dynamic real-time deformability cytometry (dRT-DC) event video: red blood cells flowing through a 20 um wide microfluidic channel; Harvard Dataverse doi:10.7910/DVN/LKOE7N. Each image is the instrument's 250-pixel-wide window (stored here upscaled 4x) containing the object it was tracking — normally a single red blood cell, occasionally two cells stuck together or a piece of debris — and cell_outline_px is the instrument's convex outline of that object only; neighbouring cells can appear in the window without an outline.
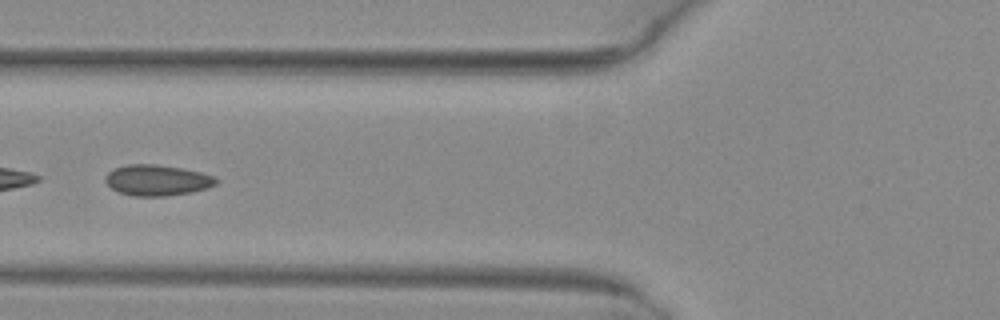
{"species": "common noctule bat (a hibernating species)", "species_latin": "Nyctalus noctula", "temperature_condition": "warm", "stored_images_in_passage": 51, "camera_frame_rate_fps": 3000, "um_per_image_px": 0.085, "animal": {"sex": "female", "body_mass_g": 29.2, "forearm_length_mm": 56.3}, "frame": {"image": 1, "passage_image": 21, "time_ms": 6.667, "image_size_px": [1000, 320], "cell_outline_px": [[220, 180], [216, 184], [208, 188], [192, 192], [164, 196], [132, 196], [120, 192], [112, 188], [104, 180], [104, 176], [108, 172], [116, 168], [128, 164], [156, 164], [184, 168], [200, 172], [212, 176]], "centroid_in_image_um": [13.37, 15.31], "position_along_channel_um": 112.4, "area_um2": 19.94}}
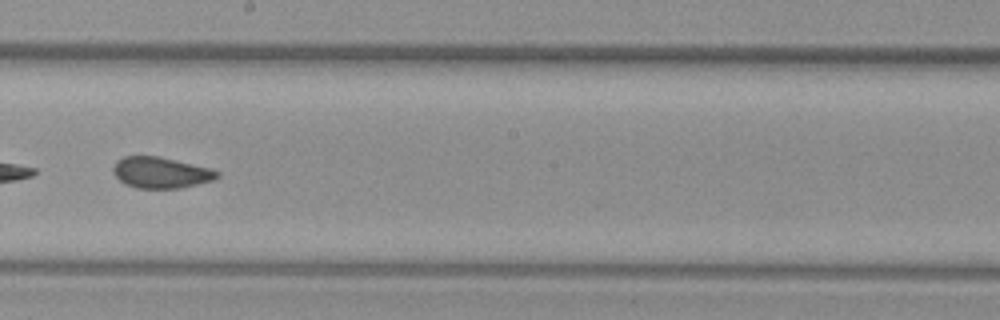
{"frame": {"image": 2, "passage_image": 30, "time_ms": 9.667, "image_size_px": [1000, 320], "cell_outline_px": [[220, 176], [212, 180], [180, 188], [136, 188], [124, 184], [112, 172], [112, 168], [116, 160], [124, 156], [156, 156], [208, 168], [220, 172]], "centroid_in_image_um": [13.61, 14.68], "position_along_channel_um": 234.6, "area_um2": 18.61}}
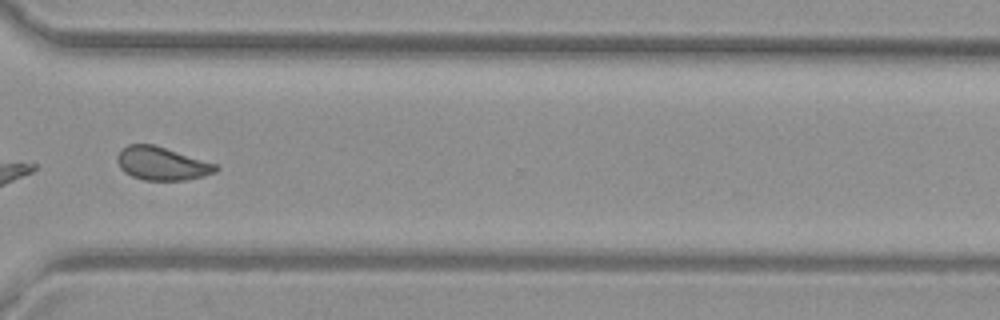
{"frame": {"image": 3, "passage_image": 39, "time_ms": 12.667, "image_size_px": [1000, 320], "cell_outline_px": [[220, 168], [216, 172], [204, 176], [184, 180], [144, 180], [132, 176], [124, 172], [120, 168], [116, 160], [116, 156], [128, 144], [152, 144], [216, 164]], "centroid_in_image_um": [13.74, 13.91], "position_along_channel_um": 356.9, "area_um2": 18.9}, "authors_computed_cell_mechanics": {"area_um2": 19.7676, "velocity_mm_per_s": 4.0672, "shape_relaxation_time_tau1_ms": null, "shape_relaxation_time_tau2_ms": 1.0634, "deformation_change_tau1": null, "deformation_change_tau2": 0.0478}}